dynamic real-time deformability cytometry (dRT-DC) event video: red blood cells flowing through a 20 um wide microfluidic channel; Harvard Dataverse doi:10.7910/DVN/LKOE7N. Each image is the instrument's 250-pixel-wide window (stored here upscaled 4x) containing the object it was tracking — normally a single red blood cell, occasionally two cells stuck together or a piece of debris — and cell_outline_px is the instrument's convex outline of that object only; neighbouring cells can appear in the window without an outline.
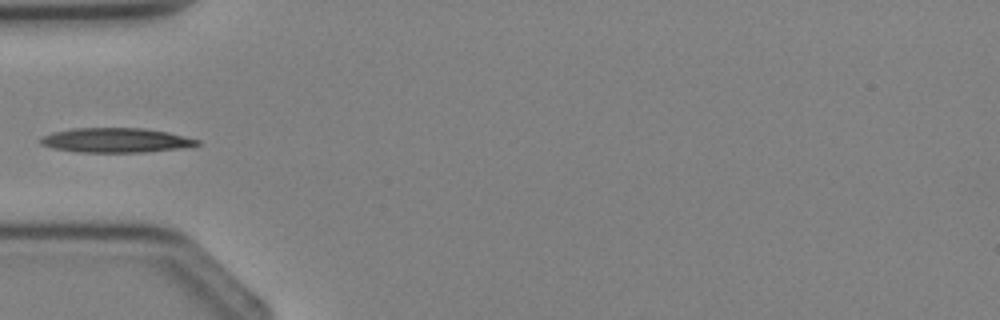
{"species": "Egyptian fruit bat (a non-hibernating species)", "species_latin": "Rousettus aegyptiacus", "temperature_condition": "cold", "stored_images_in_passage": 3, "camera_frame_rate_fps": 3000, "um_per_image_px": 0.085, "animal": {"sex": "female"}, "frame": {"image": 1, "passage_image": 3, "time_ms": 2.333, "image_size_px": [1000, 320], "cell_outline_px": [[200, 144], [180, 148], [144, 152], [80, 152], [52, 148], [40, 144], [36, 140], [40, 136], [52, 132], [72, 128], [144, 128], [168, 132], [200, 140]], "centroid_in_image_um": [9.77, 11.91], "position_along_channel_um": 75.2, "area_um2": 22.54}}